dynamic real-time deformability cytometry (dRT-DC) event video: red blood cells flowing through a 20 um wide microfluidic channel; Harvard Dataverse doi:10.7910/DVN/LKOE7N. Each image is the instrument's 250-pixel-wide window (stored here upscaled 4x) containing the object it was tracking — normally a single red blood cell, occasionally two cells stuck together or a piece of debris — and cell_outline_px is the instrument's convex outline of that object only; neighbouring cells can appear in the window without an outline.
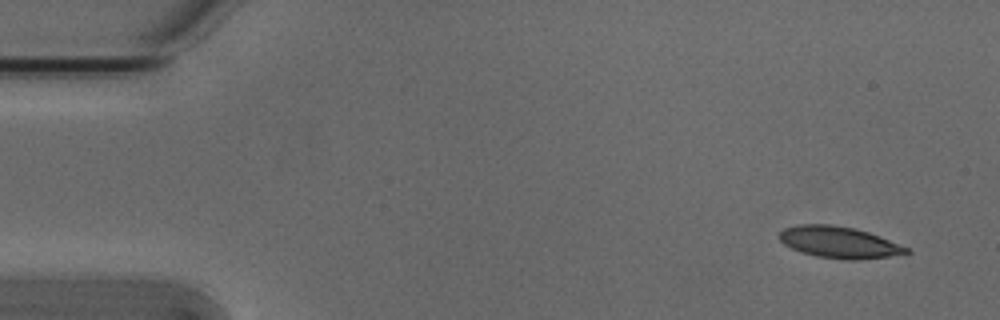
{"species": "Egyptian fruit bat (a non-hibernating species)", "species_latin": "Rousettus aegyptiacus", "temperature_condition": "cold", "stored_images_in_passage": 5, "camera_frame_rate_fps": 3000, "um_per_image_px": 0.085, "animal": {"sex": "male"}, "frame": {"image": 1, "passage_image": 1, "time_ms": 0.0, "image_size_px": [1000, 320], "cell_outline_px": [[912, 252], [888, 256], [856, 260], [848, 260], [816, 256], [800, 252], [784, 244], [780, 240], [780, 232], [784, 228], [796, 224], [832, 224], [856, 228], [880, 236], [908, 248]], "centroid_in_image_um": [71.3, 20.58], "position_along_channel_um": 13.7, "area_um2": 23.29}}